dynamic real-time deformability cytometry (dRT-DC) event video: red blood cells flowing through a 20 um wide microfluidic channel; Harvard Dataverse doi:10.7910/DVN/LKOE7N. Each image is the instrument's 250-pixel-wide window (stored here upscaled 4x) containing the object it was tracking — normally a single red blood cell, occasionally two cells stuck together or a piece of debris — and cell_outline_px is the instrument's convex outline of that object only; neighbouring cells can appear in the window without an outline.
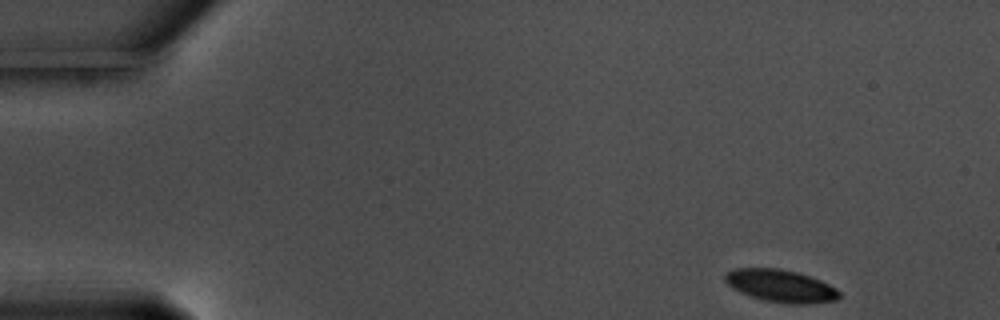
{"species": "common noctule bat (a hibernating species)", "species_latin": "Nyctalus noctula", "temperature_condition": "warm", "stored_images_in_passage": 53, "camera_frame_rate_fps": 3000, "um_per_image_px": 0.085, "animal": {"sex": "male", "body_mass_g": 17.5, "forearm_length_mm": 52.3}, "frame": {"image": 1, "passage_image": 1, "time_ms": 0.0, "image_size_px": [1000, 320], "cell_outline_px": [[840, 296], [836, 300], [808, 304], [792, 304], [764, 300], [740, 292], [732, 288], [724, 280], [724, 276], [728, 272], [736, 268], [780, 268], [796, 272], [820, 280], [836, 288], [840, 292]], "centroid_in_image_um": [66.36, 24.3], "position_along_channel_um": 18.6, "area_um2": 21.44}}
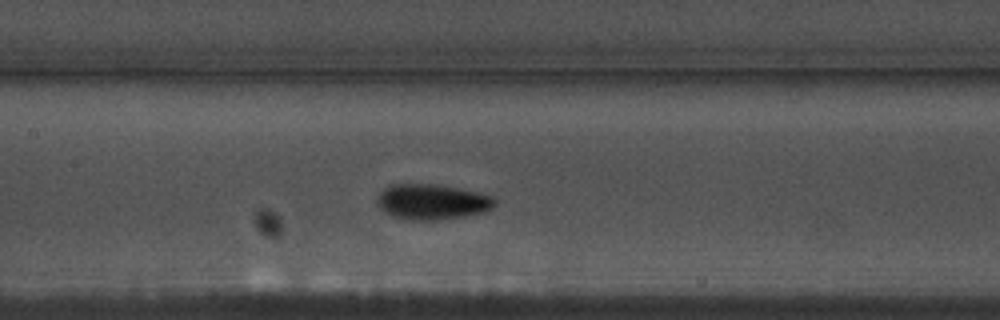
{"frame": {"image": 2, "passage_image": 23, "time_ms": 7.333, "image_size_px": [1000, 320], "cell_outline_px": [[496, 204], [492, 208], [484, 212], [468, 216], [440, 220], [412, 220], [392, 216], [384, 212], [376, 204], [376, 200], [380, 192], [384, 188], [392, 184], [432, 184], [456, 188], [476, 192], [492, 196], [496, 200]], "centroid_in_image_um": [36.71, 17.17], "position_along_channel_um": 170.7, "area_um2": 24.39}}
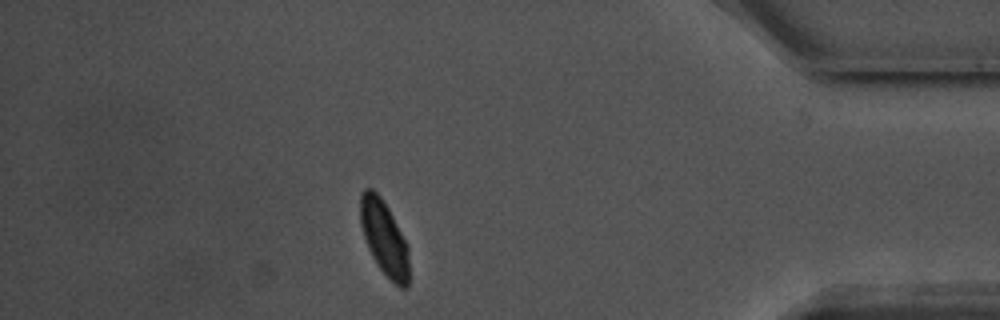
{"frame": {"image": 3, "passage_image": 46, "time_ms": 15.0, "image_size_px": [1000, 320], "cell_outline_px": [[408, 288], [400, 288], [380, 268], [372, 256], [368, 248], [360, 224], [360, 196], [364, 188], [372, 188], [380, 196], [388, 208], [408, 244]], "centroid_in_image_um": [32.65, 20.2], "position_along_channel_um": 402.6, "area_um2": 21.04}, "authors_computed_cell_mechanics": {"area_um2": 22.253, "velocity_mm_per_s": 3.5352, "shape_relaxation_time_tau1_ms": 7.5605, "shape_relaxation_time_tau2_ms": 1.6047, "deformation_change_tau1": 0.1744, "deformation_change_tau2": 0.0468}}